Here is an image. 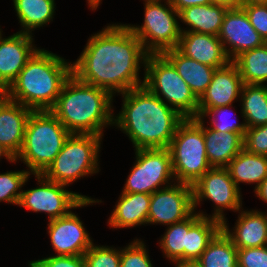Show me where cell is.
I'll list each match as a JSON object with an SVG mask.
<instances>
[{
    "mask_svg": "<svg viewBox=\"0 0 267 267\" xmlns=\"http://www.w3.org/2000/svg\"><path fill=\"white\" fill-rule=\"evenodd\" d=\"M29 267H87L84 256L53 255L28 262Z\"/></svg>",
    "mask_w": 267,
    "mask_h": 267,
    "instance_id": "cell-38",
    "label": "cell"
},
{
    "mask_svg": "<svg viewBox=\"0 0 267 267\" xmlns=\"http://www.w3.org/2000/svg\"><path fill=\"white\" fill-rule=\"evenodd\" d=\"M146 247L145 242L137 237L120 247V267H154Z\"/></svg>",
    "mask_w": 267,
    "mask_h": 267,
    "instance_id": "cell-34",
    "label": "cell"
},
{
    "mask_svg": "<svg viewBox=\"0 0 267 267\" xmlns=\"http://www.w3.org/2000/svg\"><path fill=\"white\" fill-rule=\"evenodd\" d=\"M254 192L259 200L266 202L267 204V177L262 181V183Z\"/></svg>",
    "mask_w": 267,
    "mask_h": 267,
    "instance_id": "cell-41",
    "label": "cell"
},
{
    "mask_svg": "<svg viewBox=\"0 0 267 267\" xmlns=\"http://www.w3.org/2000/svg\"><path fill=\"white\" fill-rule=\"evenodd\" d=\"M238 211L233 229L227 220L222 222L223 231L230 237L237 249L254 248L267 245V213L258 209ZM231 229V230H230Z\"/></svg>",
    "mask_w": 267,
    "mask_h": 267,
    "instance_id": "cell-18",
    "label": "cell"
},
{
    "mask_svg": "<svg viewBox=\"0 0 267 267\" xmlns=\"http://www.w3.org/2000/svg\"><path fill=\"white\" fill-rule=\"evenodd\" d=\"M176 49L184 56L216 69L231 61L219 37L211 34L182 32Z\"/></svg>",
    "mask_w": 267,
    "mask_h": 267,
    "instance_id": "cell-20",
    "label": "cell"
},
{
    "mask_svg": "<svg viewBox=\"0 0 267 267\" xmlns=\"http://www.w3.org/2000/svg\"><path fill=\"white\" fill-rule=\"evenodd\" d=\"M172 263L175 267H200L196 261H176Z\"/></svg>",
    "mask_w": 267,
    "mask_h": 267,
    "instance_id": "cell-43",
    "label": "cell"
},
{
    "mask_svg": "<svg viewBox=\"0 0 267 267\" xmlns=\"http://www.w3.org/2000/svg\"><path fill=\"white\" fill-rule=\"evenodd\" d=\"M119 95L123 103L113 115V126L126 134L134 149L168 148L185 118L144 85Z\"/></svg>",
    "mask_w": 267,
    "mask_h": 267,
    "instance_id": "cell-2",
    "label": "cell"
},
{
    "mask_svg": "<svg viewBox=\"0 0 267 267\" xmlns=\"http://www.w3.org/2000/svg\"><path fill=\"white\" fill-rule=\"evenodd\" d=\"M102 0H86V2L88 3V7L90 10L94 11L97 8H99L98 6H100V4H102L101 2Z\"/></svg>",
    "mask_w": 267,
    "mask_h": 267,
    "instance_id": "cell-45",
    "label": "cell"
},
{
    "mask_svg": "<svg viewBox=\"0 0 267 267\" xmlns=\"http://www.w3.org/2000/svg\"><path fill=\"white\" fill-rule=\"evenodd\" d=\"M188 231L189 217L184 221L167 226L158 243L163 256L168 261H184V247H186Z\"/></svg>",
    "mask_w": 267,
    "mask_h": 267,
    "instance_id": "cell-31",
    "label": "cell"
},
{
    "mask_svg": "<svg viewBox=\"0 0 267 267\" xmlns=\"http://www.w3.org/2000/svg\"><path fill=\"white\" fill-rule=\"evenodd\" d=\"M147 55L126 24H108L88 38L72 63V74L81 82L102 88L115 97L144 85L145 76L141 80L139 72L145 67Z\"/></svg>",
    "mask_w": 267,
    "mask_h": 267,
    "instance_id": "cell-1",
    "label": "cell"
},
{
    "mask_svg": "<svg viewBox=\"0 0 267 267\" xmlns=\"http://www.w3.org/2000/svg\"><path fill=\"white\" fill-rule=\"evenodd\" d=\"M70 132L50 110L32 111L28 118L23 145L15 157L31 174H42L62 150Z\"/></svg>",
    "mask_w": 267,
    "mask_h": 267,
    "instance_id": "cell-5",
    "label": "cell"
},
{
    "mask_svg": "<svg viewBox=\"0 0 267 267\" xmlns=\"http://www.w3.org/2000/svg\"><path fill=\"white\" fill-rule=\"evenodd\" d=\"M244 149L267 156V124L247 128L244 135Z\"/></svg>",
    "mask_w": 267,
    "mask_h": 267,
    "instance_id": "cell-36",
    "label": "cell"
},
{
    "mask_svg": "<svg viewBox=\"0 0 267 267\" xmlns=\"http://www.w3.org/2000/svg\"><path fill=\"white\" fill-rule=\"evenodd\" d=\"M238 267H267V245L238 249Z\"/></svg>",
    "mask_w": 267,
    "mask_h": 267,
    "instance_id": "cell-39",
    "label": "cell"
},
{
    "mask_svg": "<svg viewBox=\"0 0 267 267\" xmlns=\"http://www.w3.org/2000/svg\"><path fill=\"white\" fill-rule=\"evenodd\" d=\"M194 211L202 217H211L221 222L227 220L225 210L238 212L242 208V192L231 179L226 168L212 167L193 186ZM210 200L214 204L212 215L197 211L201 201Z\"/></svg>",
    "mask_w": 267,
    "mask_h": 267,
    "instance_id": "cell-12",
    "label": "cell"
},
{
    "mask_svg": "<svg viewBox=\"0 0 267 267\" xmlns=\"http://www.w3.org/2000/svg\"><path fill=\"white\" fill-rule=\"evenodd\" d=\"M46 228L55 255H84L94 244L83 221L72 210L65 216L48 220Z\"/></svg>",
    "mask_w": 267,
    "mask_h": 267,
    "instance_id": "cell-14",
    "label": "cell"
},
{
    "mask_svg": "<svg viewBox=\"0 0 267 267\" xmlns=\"http://www.w3.org/2000/svg\"><path fill=\"white\" fill-rule=\"evenodd\" d=\"M71 75L72 62L41 48L25 64L5 95L33 111L51 110Z\"/></svg>",
    "mask_w": 267,
    "mask_h": 267,
    "instance_id": "cell-4",
    "label": "cell"
},
{
    "mask_svg": "<svg viewBox=\"0 0 267 267\" xmlns=\"http://www.w3.org/2000/svg\"><path fill=\"white\" fill-rule=\"evenodd\" d=\"M243 81L233 61L217 68L208 88L198 99V117L209 109L232 105L240 100Z\"/></svg>",
    "mask_w": 267,
    "mask_h": 267,
    "instance_id": "cell-16",
    "label": "cell"
},
{
    "mask_svg": "<svg viewBox=\"0 0 267 267\" xmlns=\"http://www.w3.org/2000/svg\"><path fill=\"white\" fill-rule=\"evenodd\" d=\"M21 33L33 35L32 31L45 27L53 21L55 0H12Z\"/></svg>",
    "mask_w": 267,
    "mask_h": 267,
    "instance_id": "cell-27",
    "label": "cell"
},
{
    "mask_svg": "<svg viewBox=\"0 0 267 267\" xmlns=\"http://www.w3.org/2000/svg\"><path fill=\"white\" fill-rule=\"evenodd\" d=\"M229 6L222 3L190 6L179 12V21L186 25L181 26L182 32H197L218 36L222 21Z\"/></svg>",
    "mask_w": 267,
    "mask_h": 267,
    "instance_id": "cell-22",
    "label": "cell"
},
{
    "mask_svg": "<svg viewBox=\"0 0 267 267\" xmlns=\"http://www.w3.org/2000/svg\"><path fill=\"white\" fill-rule=\"evenodd\" d=\"M150 201L151 194L122 192L111 211L107 225L116 230L146 226Z\"/></svg>",
    "mask_w": 267,
    "mask_h": 267,
    "instance_id": "cell-21",
    "label": "cell"
},
{
    "mask_svg": "<svg viewBox=\"0 0 267 267\" xmlns=\"http://www.w3.org/2000/svg\"><path fill=\"white\" fill-rule=\"evenodd\" d=\"M192 186L175 182L151 194L148 225H172L194 213Z\"/></svg>",
    "mask_w": 267,
    "mask_h": 267,
    "instance_id": "cell-13",
    "label": "cell"
},
{
    "mask_svg": "<svg viewBox=\"0 0 267 267\" xmlns=\"http://www.w3.org/2000/svg\"><path fill=\"white\" fill-rule=\"evenodd\" d=\"M144 86L184 118L198 117V98L163 54H148Z\"/></svg>",
    "mask_w": 267,
    "mask_h": 267,
    "instance_id": "cell-8",
    "label": "cell"
},
{
    "mask_svg": "<svg viewBox=\"0 0 267 267\" xmlns=\"http://www.w3.org/2000/svg\"><path fill=\"white\" fill-rule=\"evenodd\" d=\"M218 37L231 61L242 52L260 47L265 43L251 25L241 6L228 8Z\"/></svg>",
    "mask_w": 267,
    "mask_h": 267,
    "instance_id": "cell-15",
    "label": "cell"
},
{
    "mask_svg": "<svg viewBox=\"0 0 267 267\" xmlns=\"http://www.w3.org/2000/svg\"><path fill=\"white\" fill-rule=\"evenodd\" d=\"M267 4V0H241L240 4Z\"/></svg>",
    "mask_w": 267,
    "mask_h": 267,
    "instance_id": "cell-46",
    "label": "cell"
},
{
    "mask_svg": "<svg viewBox=\"0 0 267 267\" xmlns=\"http://www.w3.org/2000/svg\"><path fill=\"white\" fill-rule=\"evenodd\" d=\"M2 32L0 28V85L7 90L40 47L30 34L16 32L4 38Z\"/></svg>",
    "mask_w": 267,
    "mask_h": 267,
    "instance_id": "cell-17",
    "label": "cell"
},
{
    "mask_svg": "<svg viewBox=\"0 0 267 267\" xmlns=\"http://www.w3.org/2000/svg\"><path fill=\"white\" fill-rule=\"evenodd\" d=\"M144 21L126 24L148 54H162L177 48L180 37L179 12L165 0H143Z\"/></svg>",
    "mask_w": 267,
    "mask_h": 267,
    "instance_id": "cell-9",
    "label": "cell"
},
{
    "mask_svg": "<svg viewBox=\"0 0 267 267\" xmlns=\"http://www.w3.org/2000/svg\"><path fill=\"white\" fill-rule=\"evenodd\" d=\"M30 176L31 174L25 169L0 173V203L18 206L22 188L29 181Z\"/></svg>",
    "mask_w": 267,
    "mask_h": 267,
    "instance_id": "cell-32",
    "label": "cell"
},
{
    "mask_svg": "<svg viewBox=\"0 0 267 267\" xmlns=\"http://www.w3.org/2000/svg\"><path fill=\"white\" fill-rule=\"evenodd\" d=\"M176 182L193 186L212 168L206 154L203 119L185 118L168 146Z\"/></svg>",
    "mask_w": 267,
    "mask_h": 267,
    "instance_id": "cell-6",
    "label": "cell"
},
{
    "mask_svg": "<svg viewBox=\"0 0 267 267\" xmlns=\"http://www.w3.org/2000/svg\"><path fill=\"white\" fill-rule=\"evenodd\" d=\"M240 113L246 127L267 124V85L243 84Z\"/></svg>",
    "mask_w": 267,
    "mask_h": 267,
    "instance_id": "cell-28",
    "label": "cell"
},
{
    "mask_svg": "<svg viewBox=\"0 0 267 267\" xmlns=\"http://www.w3.org/2000/svg\"><path fill=\"white\" fill-rule=\"evenodd\" d=\"M6 90L0 85V96L5 95Z\"/></svg>",
    "mask_w": 267,
    "mask_h": 267,
    "instance_id": "cell-47",
    "label": "cell"
},
{
    "mask_svg": "<svg viewBox=\"0 0 267 267\" xmlns=\"http://www.w3.org/2000/svg\"><path fill=\"white\" fill-rule=\"evenodd\" d=\"M134 151L136 160L122 192L152 194L176 182L168 148L134 149Z\"/></svg>",
    "mask_w": 267,
    "mask_h": 267,
    "instance_id": "cell-11",
    "label": "cell"
},
{
    "mask_svg": "<svg viewBox=\"0 0 267 267\" xmlns=\"http://www.w3.org/2000/svg\"><path fill=\"white\" fill-rule=\"evenodd\" d=\"M238 249L221 229L196 261L200 267H238Z\"/></svg>",
    "mask_w": 267,
    "mask_h": 267,
    "instance_id": "cell-29",
    "label": "cell"
},
{
    "mask_svg": "<svg viewBox=\"0 0 267 267\" xmlns=\"http://www.w3.org/2000/svg\"><path fill=\"white\" fill-rule=\"evenodd\" d=\"M225 168L240 191V183L255 184V191L267 177V156L243 148Z\"/></svg>",
    "mask_w": 267,
    "mask_h": 267,
    "instance_id": "cell-25",
    "label": "cell"
},
{
    "mask_svg": "<svg viewBox=\"0 0 267 267\" xmlns=\"http://www.w3.org/2000/svg\"><path fill=\"white\" fill-rule=\"evenodd\" d=\"M170 3L178 12H180L186 7L213 3V0H170Z\"/></svg>",
    "mask_w": 267,
    "mask_h": 267,
    "instance_id": "cell-40",
    "label": "cell"
},
{
    "mask_svg": "<svg viewBox=\"0 0 267 267\" xmlns=\"http://www.w3.org/2000/svg\"><path fill=\"white\" fill-rule=\"evenodd\" d=\"M102 138L94 134H70L60 153L42 175L69 187L81 178L99 173Z\"/></svg>",
    "mask_w": 267,
    "mask_h": 267,
    "instance_id": "cell-7",
    "label": "cell"
},
{
    "mask_svg": "<svg viewBox=\"0 0 267 267\" xmlns=\"http://www.w3.org/2000/svg\"><path fill=\"white\" fill-rule=\"evenodd\" d=\"M37 187L23 190L18 206L35 213H45L48 220L67 215L71 210L102 203V200L73 192L67 186L50 181L42 174H34Z\"/></svg>",
    "mask_w": 267,
    "mask_h": 267,
    "instance_id": "cell-10",
    "label": "cell"
},
{
    "mask_svg": "<svg viewBox=\"0 0 267 267\" xmlns=\"http://www.w3.org/2000/svg\"><path fill=\"white\" fill-rule=\"evenodd\" d=\"M6 159L8 162H11V163H17V161L15 160V156L10 152L8 151L3 145L0 144V160L2 158Z\"/></svg>",
    "mask_w": 267,
    "mask_h": 267,
    "instance_id": "cell-42",
    "label": "cell"
},
{
    "mask_svg": "<svg viewBox=\"0 0 267 267\" xmlns=\"http://www.w3.org/2000/svg\"><path fill=\"white\" fill-rule=\"evenodd\" d=\"M32 111L6 95L0 96V144L15 157L22 148L26 124Z\"/></svg>",
    "mask_w": 267,
    "mask_h": 267,
    "instance_id": "cell-19",
    "label": "cell"
},
{
    "mask_svg": "<svg viewBox=\"0 0 267 267\" xmlns=\"http://www.w3.org/2000/svg\"><path fill=\"white\" fill-rule=\"evenodd\" d=\"M213 2L226 4L229 7H238L240 6L241 0H213Z\"/></svg>",
    "mask_w": 267,
    "mask_h": 267,
    "instance_id": "cell-44",
    "label": "cell"
},
{
    "mask_svg": "<svg viewBox=\"0 0 267 267\" xmlns=\"http://www.w3.org/2000/svg\"><path fill=\"white\" fill-rule=\"evenodd\" d=\"M113 100L108 91L83 83L72 74L50 111L71 134L103 137V129L113 126Z\"/></svg>",
    "mask_w": 267,
    "mask_h": 267,
    "instance_id": "cell-3",
    "label": "cell"
},
{
    "mask_svg": "<svg viewBox=\"0 0 267 267\" xmlns=\"http://www.w3.org/2000/svg\"><path fill=\"white\" fill-rule=\"evenodd\" d=\"M222 229V222L202 217L194 212L189 217V231L187 233L186 247H184V261H197L210 241Z\"/></svg>",
    "mask_w": 267,
    "mask_h": 267,
    "instance_id": "cell-26",
    "label": "cell"
},
{
    "mask_svg": "<svg viewBox=\"0 0 267 267\" xmlns=\"http://www.w3.org/2000/svg\"><path fill=\"white\" fill-rule=\"evenodd\" d=\"M203 135L206 154L212 167L225 168L228 163L244 148V136L241 133L215 131L205 125Z\"/></svg>",
    "mask_w": 267,
    "mask_h": 267,
    "instance_id": "cell-23",
    "label": "cell"
},
{
    "mask_svg": "<svg viewBox=\"0 0 267 267\" xmlns=\"http://www.w3.org/2000/svg\"><path fill=\"white\" fill-rule=\"evenodd\" d=\"M245 10L251 25L267 42V4H240Z\"/></svg>",
    "mask_w": 267,
    "mask_h": 267,
    "instance_id": "cell-37",
    "label": "cell"
},
{
    "mask_svg": "<svg viewBox=\"0 0 267 267\" xmlns=\"http://www.w3.org/2000/svg\"><path fill=\"white\" fill-rule=\"evenodd\" d=\"M162 54L173 64L179 76L199 99L210 85L216 68L190 59L176 48L166 50Z\"/></svg>",
    "mask_w": 267,
    "mask_h": 267,
    "instance_id": "cell-24",
    "label": "cell"
},
{
    "mask_svg": "<svg viewBox=\"0 0 267 267\" xmlns=\"http://www.w3.org/2000/svg\"><path fill=\"white\" fill-rule=\"evenodd\" d=\"M87 267H120V248L93 244L83 255Z\"/></svg>",
    "mask_w": 267,
    "mask_h": 267,
    "instance_id": "cell-35",
    "label": "cell"
},
{
    "mask_svg": "<svg viewBox=\"0 0 267 267\" xmlns=\"http://www.w3.org/2000/svg\"><path fill=\"white\" fill-rule=\"evenodd\" d=\"M233 105L209 109L201 119L208 118L210 122L206 125H210L209 127L215 131L241 133L244 136L247 130L245 121L238 122V119L231 120V114L229 112L233 111Z\"/></svg>",
    "mask_w": 267,
    "mask_h": 267,
    "instance_id": "cell-33",
    "label": "cell"
},
{
    "mask_svg": "<svg viewBox=\"0 0 267 267\" xmlns=\"http://www.w3.org/2000/svg\"><path fill=\"white\" fill-rule=\"evenodd\" d=\"M233 62L238 67L243 84H267V42L242 52Z\"/></svg>",
    "mask_w": 267,
    "mask_h": 267,
    "instance_id": "cell-30",
    "label": "cell"
}]
</instances>
